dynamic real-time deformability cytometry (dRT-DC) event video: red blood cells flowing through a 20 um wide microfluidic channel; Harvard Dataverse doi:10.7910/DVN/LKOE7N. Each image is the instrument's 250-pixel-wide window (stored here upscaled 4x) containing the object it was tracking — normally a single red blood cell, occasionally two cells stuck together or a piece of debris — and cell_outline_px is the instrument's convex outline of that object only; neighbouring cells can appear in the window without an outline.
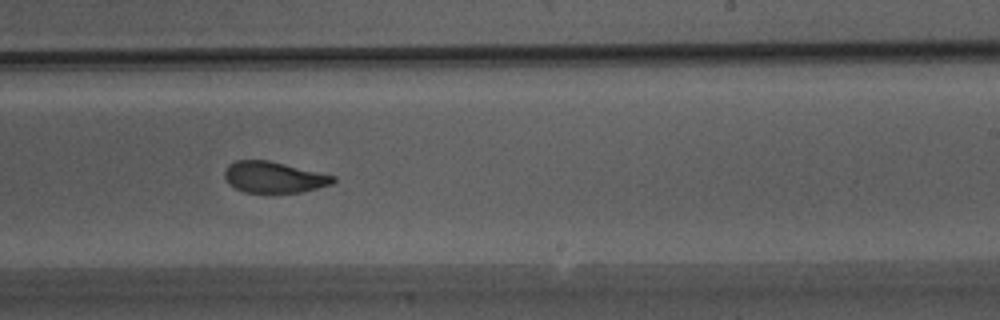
{"species": "Egyptian fruit bat (a non-hibernating species)", "species_latin": "Rousettus aegyptiacus", "temperature_condition": "warm", "stored_images_in_passage": 35, "camera_frame_rate_fps": 3000, "um_per_image_px": 0.085, "animal": {"sex": "male"}, "frame": {"image": 1, "passage_image": 18, "time_ms": 5.667, "image_size_px": [1000, 320], "cell_outline_px": [[336, 180], [332, 184], [304, 192], [244, 192], [228, 184], [224, 176], [224, 172], [228, 164], [236, 160], [268, 160], [336, 176]], "centroid_in_image_um": [23.27, 15.06], "position_along_channel_um": 265.7, "area_um2": 19.71}}
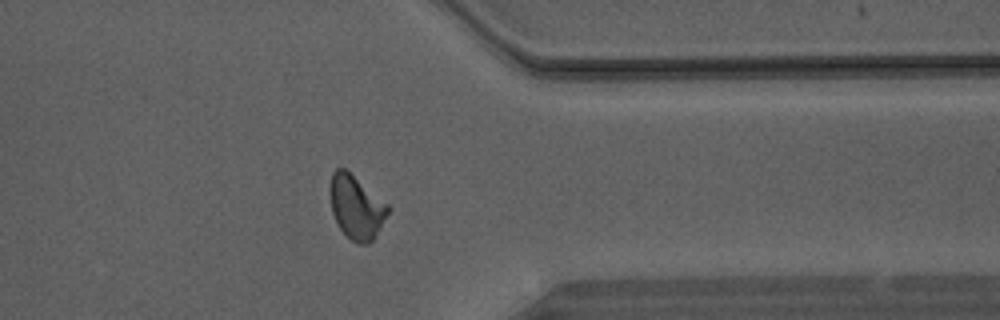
{"frame": {"image": 2, "passage_image": 26, "time_ms": 8.333, "image_size_px": [1000, 320], "cell_outline_px": [[392, 208], [376, 236], [372, 240], [364, 244], [356, 244], [340, 228], [332, 212], [328, 192], [328, 188], [332, 172], [336, 168], [344, 168], [388, 204]], "centroid_in_image_um": [30.28, 17.59], "position_along_channel_um": 381.1, "area_um2": 21.56}}
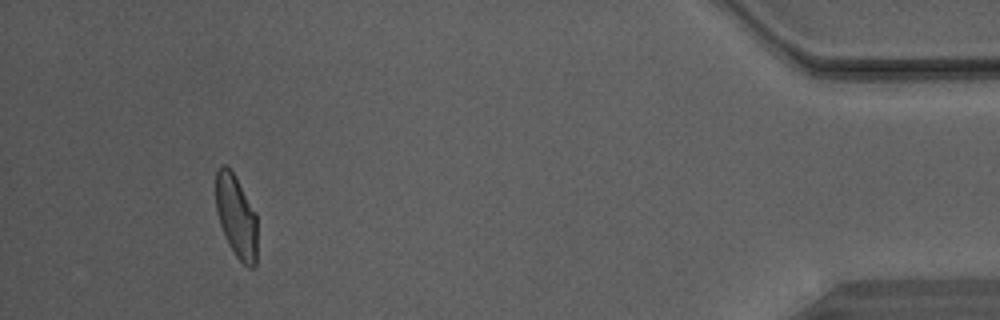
{"frame": {"image": 3, "passage_image": 32, "time_ms": 10.333, "image_size_px": [1000, 320], "cell_outline_px": [[256, 264], [252, 268], [248, 268], [236, 256], [228, 244], [220, 224], [216, 208], [216, 168], [220, 164], [224, 164], [232, 172], [256, 212]], "centroid_in_image_um": [20.07, 18.4], "position_along_channel_um": 415.1, "area_um2": 19.83}}